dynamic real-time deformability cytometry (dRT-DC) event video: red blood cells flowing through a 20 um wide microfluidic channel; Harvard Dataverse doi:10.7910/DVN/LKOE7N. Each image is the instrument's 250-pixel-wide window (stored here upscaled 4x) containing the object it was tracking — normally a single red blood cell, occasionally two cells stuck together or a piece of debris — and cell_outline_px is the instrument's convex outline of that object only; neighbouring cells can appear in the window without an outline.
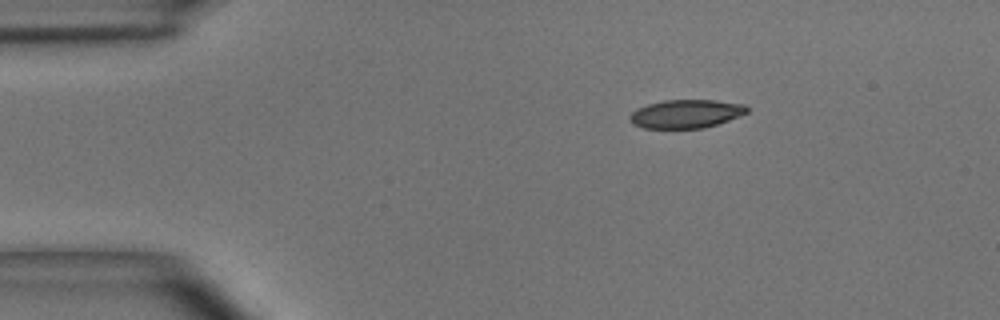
{"species": "common noctule bat (a hibernating species)", "species_latin": "Nyctalus noctula", "temperature_condition": "room temperature", "stored_images_in_passage": 2, "camera_frame_rate_fps": 3000, "um_per_image_px": 0.085, "animal": {"sex": "male", "body_mass_g": 15.6}, "frame": {"image": 1, "passage_image": 1, "time_ms": 0.0, "image_size_px": [1000, 320], "cell_outline_px": [[748, 112], [728, 120], [716, 124], [700, 128], [644, 128], [632, 124], [628, 116], [636, 108], [648, 104], [664, 100], [716, 100], [744, 104], [748, 108]], "centroid_in_image_um": [58.27, 9.67], "position_along_channel_um": 26.7, "area_um2": 19.36}}